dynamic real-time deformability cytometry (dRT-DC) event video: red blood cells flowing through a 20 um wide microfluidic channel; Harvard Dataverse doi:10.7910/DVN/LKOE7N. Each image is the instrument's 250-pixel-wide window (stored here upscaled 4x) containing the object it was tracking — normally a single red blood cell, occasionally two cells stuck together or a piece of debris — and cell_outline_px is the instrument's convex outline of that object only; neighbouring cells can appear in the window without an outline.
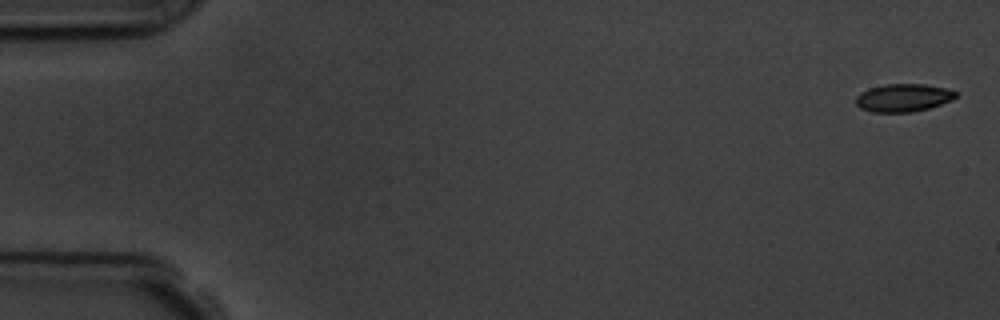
{"species": "common noctule bat (a hibernating species)", "species_latin": "Nyctalus noctula", "temperature_condition": "room temperature", "stored_images_in_passage": 10, "camera_frame_rate_fps": 3000, "um_per_image_px": 0.085, "animal": {"sex": "male", "body_mass_g": 19.5, "forearm_length_mm": 54.6}, "frame": {"image": 1, "passage_image": 1, "time_ms": 0.0, "image_size_px": [1000, 320], "cell_outline_px": [[956, 96], [952, 100], [928, 108], [912, 112], [872, 112], [860, 108], [856, 104], [856, 96], [860, 92], [868, 88], [884, 84], [924, 84], [944, 88], [956, 92]], "centroid_in_image_um": [76.73, 8.31], "position_along_channel_um": 8.3, "area_um2": 16.18}}
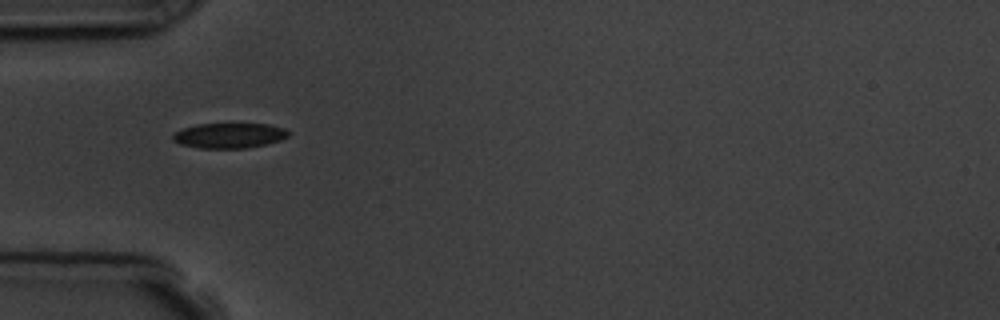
{"frame": {"image": 2, "passage_image": 5, "time_ms": 5.333, "image_size_px": [1000, 320], "cell_outline_px": [[292, 132], [288, 136], [280, 140], [248, 148], [200, 148], [180, 144], [172, 140], [172, 136], [176, 132], [184, 128], [196, 124], [268, 124], [284, 128]], "centroid_in_image_um": [19.5, 11.52], "position_along_channel_um": 65.5, "area_um2": 16.88}}
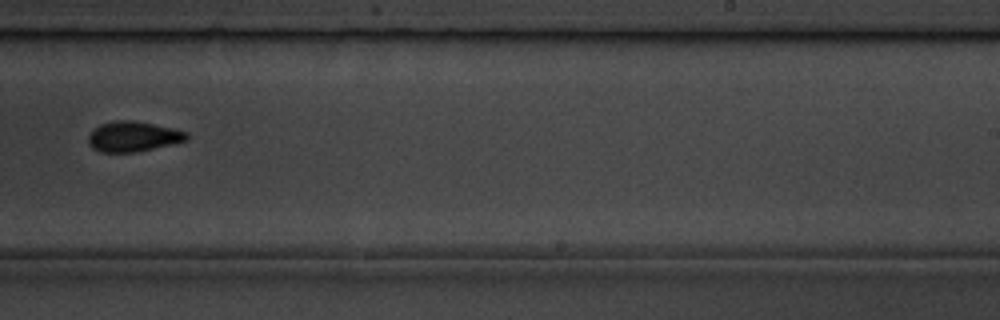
{"frame": {"image": 3, "passage_image": 10, "time_ms": 11.0, "image_size_px": [1000, 320], "cell_outline_px": [[188, 140], [172, 144], [136, 152], [100, 152], [92, 148], [88, 144], [88, 136], [92, 128], [100, 124], [112, 120], [132, 120], [172, 128], [188, 132]], "centroid_in_image_um": [11.27, 11.6], "position_along_channel_um": 277.7, "area_um2": 17.46}}